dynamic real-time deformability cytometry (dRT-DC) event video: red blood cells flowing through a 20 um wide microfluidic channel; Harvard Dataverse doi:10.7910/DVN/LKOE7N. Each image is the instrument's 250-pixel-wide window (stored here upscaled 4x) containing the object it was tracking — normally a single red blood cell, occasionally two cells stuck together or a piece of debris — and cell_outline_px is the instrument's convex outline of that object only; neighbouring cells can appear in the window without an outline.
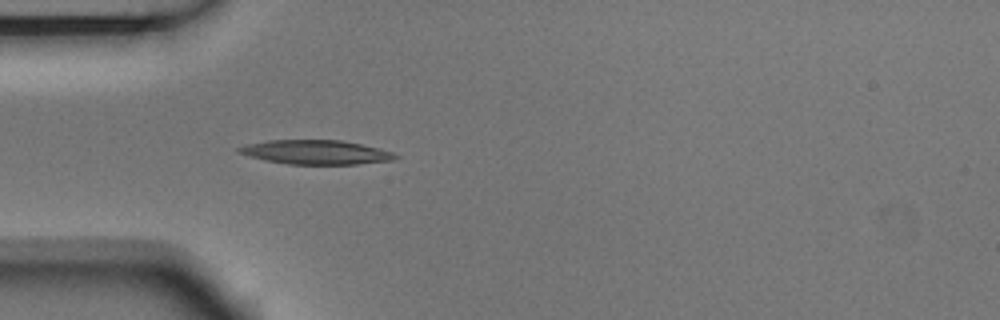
{"species": "Egyptian fruit bat (a non-hibernating species)", "species_latin": "Rousettus aegyptiacus", "temperature_condition": "room temperature", "stored_images_in_passage": 4, "camera_frame_rate_fps": 3000, "um_per_image_px": 0.085, "animal": {"sex": "male"}, "frame": {"image": 1, "passage_image": 4, "time_ms": 1.0, "image_size_px": [1000, 320], "cell_outline_px": [[400, 156], [392, 160], [356, 164], [288, 164], [264, 160], [240, 152], [236, 148], [248, 144], [268, 140], [340, 140], [360, 144], [392, 152]], "centroid_in_image_um": [26.86, 12.94], "position_along_channel_um": 58.1, "area_um2": 21.68}}